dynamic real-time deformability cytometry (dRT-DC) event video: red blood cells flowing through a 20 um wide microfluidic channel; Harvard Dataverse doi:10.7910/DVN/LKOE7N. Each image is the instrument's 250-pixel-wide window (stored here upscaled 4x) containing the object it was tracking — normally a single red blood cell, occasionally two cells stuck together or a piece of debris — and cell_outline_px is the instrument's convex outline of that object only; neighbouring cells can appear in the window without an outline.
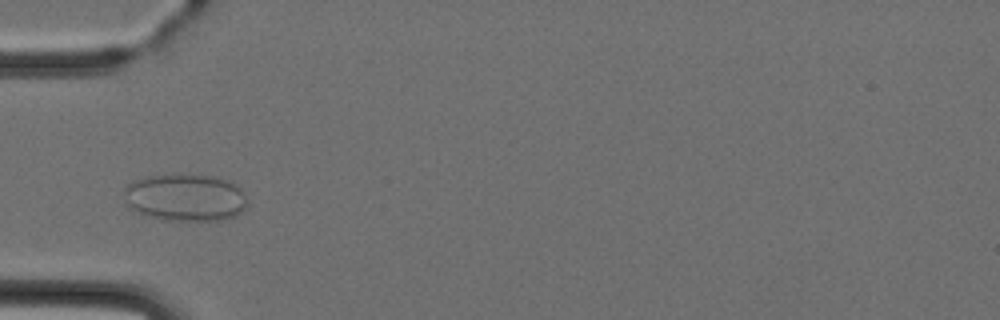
{"species": "Egyptian fruit bat (a non-hibernating species)", "species_latin": "Rousettus aegyptiacus", "temperature_condition": "cold", "stored_images_in_passage": 4, "camera_frame_rate_fps": 3000, "um_per_image_px": 0.085, "animal": {"sex": "female"}, "frame": {"image": 1, "passage_image": 3, "time_ms": 3.333, "image_size_px": [1000, 320], "cell_outline_px": [[248, 204], [236, 216], [224, 220], [168, 220], [148, 216], [136, 212], [128, 208], [124, 192], [124, 188], [128, 184], [136, 180], [148, 176], [172, 172], [220, 176], [236, 184], [240, 188]], "centroid_in_image_um": [15.75, 16.75], "position_along_channel_um": 69.2, "area_um2": 34.74}}